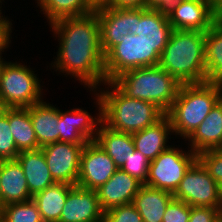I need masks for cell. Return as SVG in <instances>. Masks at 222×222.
I'll use <instances>...</instances> for the list:
<instances>
[{
    "label": "cell",
    "mask_w": 222,
    "mask_h": 222,
    "mask_svg": "<svg viewBox=\"0 0 222 222\" xmlns=\"http://www.w3.org/2000/svg\"><path fill=\"white\" fill-rule=\"evenodd\" d=\"M59 48L51 68L73 76L90 91L106 82L104 54L100 44L97 10L82 16L62 18L50 24ZM53 64V65H52Z\"/></svg>",
    "instance_id": "obj_1"
},
{
    "label": "cell",
    "mask_w": 222,
    "mask_h": 222,
    "mask_svg": "<svg viewBox=\"0 0 222 222\" xmlns=\"http://www.w3.org/2000/svg\"><path fill=\"white\" fill-rule=\"evenodd\" d=\"M206 32L173 30L160 55L158 66L180 84H199L206 81Z\"/></svg>",
    "instance_id": "obj_2"
},
{
    "label": "cell",
    "mask_w": 222,
    "mask_h": 222,
    "mask_svg": "<svg viewBox=\"0 0 222 222\" xmlns=\"http://www.w3.org/2000/svg\"><path fill=\"white\" fill-rule=\"evenodd\" d=\"M103 85H108V90L95 91L102 100V122L113 130L133 134L154 125L165 115L152 102L128 97L112 81Z\"/></svg>",
    "instance_id": "obj_3"
},
{
    "label": "cell",
    "mask_w": 222,
    "mask_h": 222,
    "mask_svg": "<svg viewBox=\"0 0 222 222\" xmlns=\"http://www.w3.org/2000/svg\"><path fill=\"white\" fill-rule=\"evenodd\" d=\"M222 98L221 83L181 84L177 97L165 113L173 134L187 139Z\"/></svg>",
    "instance_id": "obj_4"
},
{
    "label": "cell",
    "mask_w": 222,
    "mask_h": 222,
    "mask_svg": "<svg viewBox=\"0 0 222 222\" xmlns=\"http://www.w3.org/2000/svg\"><path fill=\"white\" fill-rule=\"evenodd\" d=\"M112 82L128 97L152 102L164 113L170 109L181 86L158 65L126 71Z\"/></svg>",
    "instance_id": "obj_5"
},
{
    "label": "cell",
    "mask_w": 222,
    "mask_h": 222,
    "mask_svg": "<svg viewBox=\"0 0 222 222\" xmlns=\"http://www.w3.org/2000/svg\"><path fill=\"white\" fill-rule=\"evenodd\" d=\"M33 69L6 62L0 79V103L4 108H28L43 100V88Z\"/></svg>",
    "instance_id": "obj_6"
},
{
    "label": "cell",
    "mask_w": 222,
    "mask_h": 222,
    "mask_svg": "<svg viewBox=\"0 0 222 222\" xmlns=\"http://www.w3.org/2000/svg\"><path fill=\"white\" fill-rule=\"evenodd\" d=\"M159 61L160 54L152 45L140 36L130 33L104 55L106 82L113 81L122 73L132 69L157 66Z\"/></svg>",
    "instance_id": "obj_7"
},
{
    "label": "cell",
    "mask_w": 222,
    "mask_h": 222,
    "mask_svg": "<svg viewBox=\"0 0 222 222\" xmlns=\"http://www.w3.org/2000/svg\"><path fill=\"white\" fill-rule=\"evenodd\" d=\"M197 160L191 149L183 151L171 145L150 162L145 185L174 193L185 172Z\"/></svg>",
    "instance_id": "obj_8"
},
{
    "label": "cell",
    "mask_w": 222,
    "mask_h": 222,
    "mask_svg": "<svg viewBox=\"0 0 222 222\" xmlns=\"http://www.w3.org/2000/svg\"><path fill=\"white\" fill-rule=\"evenodd\" d=\"M173 198L189 206L219 208L222 190L203 165L196 160L185 172Z\"/></svg>",
    "instance_id": "obj_9"
},
{
    "label": "cell",
    "mask_w": 222,
    "mask_h": 222,
    "mask_svg": "<svg viewBox=\"0 0 222 222\" xmlns=\"http://www.w3.org/2000/svg\"><path fill=\"white\" fill-rule=\"evenodd\" d=\"M95 92L94 102L98 107L97 116L92 115L81 108H73L63 112L59 109V142L74 144H86L94 141L100 123L102 122V100Z\"/></svg>",
    "instance_id": "obj_10"
},
{
    "label": "cell",
    "mask_w": 222,
    "mask_h": 222,
    "mask_svg": "<svg viewBox=\"0 0 222 222\" xmlns=\"http://www.w3.org/2000/svg\"><path fill=\"white\" fill-rule=\"evenodd\" d=\"M84 146L85 144L58 141L41 148L56 183L77 184Z\"/></svg>",
    "instance_id": "obj_11"
},
{
    "label": "cell",
    "mask_w": 222,
    "mask_h": 222,
    "mask_svg": "<svg viewBox=\"0 0 222 222\" xmlns=\"http://www.w3.org/2000/svg\"><path fill=\"white\" fill-rule=\"evenodd\" d=\"M119 168L114 160L95 141H88L81 153L78 186L97 190Z\"/></svg>",
    "instance_id": "obj_12"
},
{
    "label": "cell",
    "mask_w": 222,
    "mask_h": 222,
    "mask_svg": "<svg viewBox=\"0 0 222 222\" xmlns=\"http://www.w3.org/2000/svg\"><path fill=\"white\" fill-rule=\"evenodd\" d=\"M100 27V44L105 55L121 39L134 34L135 8L119 9L101 5L96 7Z\"/></svg>",
    "instance_id": "obj_13"
},
{
    "label": "cell",
    "mask_w": 222,
    "mask_h": 222,
    "mask_svg": "<svg viewBox=\"0 0 222 222\" xmlns=\"http://www.w3.org/2000/svg\"><path fill=\"white\" fill-rule=\"evenodd\" d=\"M168 20L173 30L208 31L220 16L209 2L179 0L167 11Z\"/></svg>",
    "instance_id": "obj_14"
},
{
    "label": "cell",
    "mask_w": 222,
    "mask_h": 222,
    "mask_svg": "<svg viewBox=\"0 0 222 222\" xmlns=\"http://www.w3.org/2000/svg\"><path fill=\"white\" fill-rule=\"evenodd\" d=\"M173 32L167 12L155 9L135 8L134 35L153 46L160 55Z\"/></svg>",
    "instance_id": "obj_15"
},
{
    "label": "cell",
    "mask_w": 222,
    "mask_h": 222,
    "mask_svg": "<svg viewBox=\"0 0 222 222\" xmlns=\"http://www.w3.org/2000/svg\"><path fill=\"white\" fill-rule=\"evenodd\" d=\"M102 219L96 190L74 185L68 192L58 222H102Z\"/></svg>",
    "instance_id": "obj_16"
},
{
    "label": "cell",
    "mask_w": 222,
    "mask_h": 222,
    "mask_svg": "<svg viewBox=\"0 0 222 222\" xmlns=\"http://www.w3.org/2000/svg\"><path fill=\"white\" fill-rule=\"evenodd\" d=\"M143 184L120 168L97 190L101 210L133 203L135 195Z\"/></svg>",
    "instance_id": "obj_17"
},
{
    "label": "cell",
    "mask_w": 222,
    "mask_h": 222,
    "mask_svg": "<svg viewBox=\"0 0 222 222\" xmlns=\"http://www.w3.org/2000/svg\"><path fill=\"white\" fill-rule=\"evenodd\" d=\"M27 180L20 163L15 160H0V202L8 205L31 200Z\"/></svg>",
    "instance_id": "obj_18"
},
{
    "label": "cell",
    "mask_w": 222,
    "mask_h": 222,
    "mask_svg": "<svg viewBox=\"0 0 222 222\" xmlns=\"http://www.w3.org/2000/svg\"><path fill=\"white\" fill-rule=\"evenodd\" d=\"M186 141L190 142V149L196 154L222 148V98Z\"/></svg>",
    "instance_id": "obj_19"
},
{
    "label": "cell",
    "mask_w": 222,
    "mask_h": 222,
    "mask_svg": "<svg viewBox=\"0 0 222 222\" xmlns=\"http://www.w3.org/2000/svg\"><path fill=\"white\" fill-rule=\"evenodd\" d=\"M173 134L169 118L164 115L154 125L132 134L135 149L139 150L149 161H153L161 152L167 150L168 139Z\"/></svg>",
    "instance_id": "obj_20"
},
{
    "label": "cell",
    "mask_w": 222,
    "mask_h": 222,
    "mask_svg": "<svg viewBox=\"0 0 222 222\" xmlns=\"http://www.w3.org/2000/svg\"><path fill=\"white\" fill-rule=\"evenodd\" d=\"M16 160L23 168L27 186L32 197L56 183L50 174L45 155L41 148L22 151L16 157Z\"/></svg>",
    "instance_id": "obj_21"
},
{
    "label": "cell",
    "mask_w": 222,
    "mask_h": 222,
    "mask_svg": "<svg viewBox=\"0 0 222 222\" xmlns=\"http://www.w3.org/2000/svg\"><path fill=\"white\" fill-rule=\"evenodd\" d=\"M29 113L40 148L59 141V108L42 100L29 107Z\"/></svg>",
    "instance_id": "obj_22"
},
{
    "label": "cell",
    "mask_w": 222,
    "mask_h": 222,
    "mask_svg": "<svg viewBox=\"0 0 222 222\" xmlns=\"http://www.w3.org/2000/svg\"><path fill=\"white\" fill-rule=\"evenodd\" d=\"M173 199L172 193L144 184L135 195L133 204L144 222H162L165 210Z\"/></svg>",
    "instance_id": "obj_23"
},
{
    "label": "cell",
    "mask_w": 222,
    "mask_h": 222,
    "mask_svg": "<svg viewBox=\"0 0 222 222\" xmlns=\"http://www.w3.org/2000/svg\"><path fill=\"white\" fill-rule=\"evenodd\" d=\"M114 160L118 168L135 150L132 134L113 130L100 123L94 140Z\"/></svg>",
    "instance_id": "obj_24"
},
{
    "label": "cell",
    "mask_w": 222,
    "mask_h": 222,
    "mask_svg": "<svg viewBox=\"0 0 222 222\" xmlns=\"http://www.w3.org/2000/svg\"><path fill=\"white\" fill-rule=\"evenodd\" d=\"M73 186L66 183H55L32 197L43 222L59 221L68 192Z\"/></svg>",
    "instance_id": "obj_25"
},
{
    "label": "cell",
    "mask_w": 222,
    "mask_h": 222,
    "mask_svg": "<svg viewBox=\"0 0 222 222\" xmlns=\"http://www.w3.org/2000/svg\"><path fill=\"white\" fill-rule=\"evenodd\" d=\"M206 81L222 82V16L206 31L205 38Z\"/></svg>",
    "instance_id": "obj_26"
},
{
    "label": "cell",
    "mask_w": 222,
    "mask_h": 222,
    "mask_svg": "<svg viewBox=\"0 0 222 222\" xmlns=\"http://www.w3.org/2000/svg\"><path fill=\"white\" fill-rule=\"evenodd\" d=\"M11 133L19 152L39 149L28 108H7Z\"/></svg>",
    "instance_id": "obj_27"
},
{
    "label": "cell",
    "mask_w": 222,
    "mask_h": 222,
    "mask_svg": "<svg viewBox=\"0 0 222 222\" xmlns=\"http://www.w3.org/2000/svg\"><path fill=\"white\" fill-rule=\"evenodd\" d=\"M50 24L62 18L82 16L96 10L90 0H37Z\"/></svg>",
    "instance_id": "obj_28"
},
{
    "label": "cell",
    "mask_w": 222,
    "mask_h": 222,
    "mask_svg": "<svg viewBox=\"0 0 222 222\" xmlns=\"http://www.w3.org/2000/svg\"><path fill=\"white\" fill-rule=\"evenodd\" d=\"M2 218L5 222H43L38 207L32 199L4 205Z\"/></svg>",
    "instance_id": "obj_29"
},
{
    "label": "cell",
    "mask_w": 222,
    "mask_h": 222,
    "mask_svg": "<svg viewBox=\"0 0 222 222\" xmlns=\"http://www.w3.org/2000/svg\"><path fill=\"white\" fill-rule=\"evenodd\" d=\"M11 132L7 108H4L0 114V160H15L20 153Z\"/></svg>",
    "instance_id": "obj_30"
},
{
    "label": "cell",
    "mask_w": 222,
    "mask_h": 222,
    "mask_svg": "<svg viewBox=\"0 0 222 222\" xmlns=\"http://www.w3.org/2000/svg\"><path fill=\"white\" fill-rule=\"evenodd\" d=\"M150 161L139 150H134L121 166V170L127 172L143 185L146 184L149 174Z\"/></svg>",
    "instance_id": "obj_31"
},
{
    "label": "cell",
    "mask_w": 222,
    "mask_h": 222,
    "mask_svg": "<svg viewBox=\"0 0 222 222\" xmlns=\"http://www.w3.org/2000/svg\"><path fill=\"white\" fill-rule=\"evenodd\" d=\"M197 160L219 184L222 190V148L199 152L197 154Z\"/></svg>",
    "instance_id": "obj_32"
},
{
    "label": "cell",
    "mask_w": 222,
    "mask_h": 222,
    "mask_svg": "<svg viewBox=\"0 0 222 222\" xmlns=\"http://www.w3.org/2000/svg\"><path fill=\"white\" fill-rule=\"evenodd\" d=\"M102 222H144L133 203L119 205L103 212Z\"/></svg>",
    "instance_id": "obj_33"
},
{
    "label": "cell",
    "mask_w": 222,
    "mask_h": 222,
    "mask_svg": "<svg viewBox=\"0 0 222 222\" xmlns=\"http://www.w3.org/2000/svg\"><path fill=\"white\" fill-rule=\"evenodd\" d=\"M190 206L180 200L173 199L167 206L162 222H188Z\"/></svg>",
    "instance_id": "obj_34"
},
{
    "label": "cell",
    "mask_w": 222,
    "mask_h": 222,
    "mask_svg": "<svg viewBox=\"0 0 222 222\" xmlns=\"http://www.w3.org/2000/svg\"><path fill=\"white\" fill-rule=\"evenodd\" d=\"M188 222H219V208L190 206Z\"/></svg>",
    "instance_id": "obj_35"
},
{
    "label": "cell",
    "mask_w": 222,
    "mask_h": 222,
    "mask_svg": "<svg viewBox=\"0 0 222 222\" xmlns=\"http://www.w3.org/2000/svg\"><path fill=\"white\" fill-rule=\"evenodd\" d=\"M10 19L0 15V54L4 52V49H8L10 45V38L12 33V23Z\"/></svg>",
    "instance_id": "obj_36"
},
{
    "label": "cell",
    "mask_w": 222,
    "mask_h": 222,
    "mask_svg": "<svg viewBox=\"0 0 222 222\" xmlns=\"http://www.w3.org/2000/svg\"><path fill=\"white\" fill-rule=\"evenodd\" d=\"M105 6L119 9L144 8L146 0H109Z\"/></svg>",
    "instance_id": "obj_37"
},
{
    "label": "cell",
    "mask_w": 222,
    "mask_h": 222,
    "mask_svg": "<svg viewBox=\"0 0 222 222\" xmlns=\"http://www.w3.org/2000/svg\"><path fill=\"white\" fill-rule=\"evenodd\" d=\"M179 0H146L147 9H155L167 12L178 3Z\"/></svg>",
    "instance_id": "obj_38"
},
{
    "label": "cell",
    "mask_w": 222,
    "mask_h": 222,
    "mask_svg": "<svg viewBox=\"0 0 222 222\" xmlns=\"http://www.w3.org/2000/svg\"><path fill=\"white\" fill-rule=\"evenodd\" d=\"M211 7L222 16V0H208Z\"/></svg>",
    "instance_id": "obj_39"
},
{
    "label": "cell",
    "mask_w": 222,
    "mask_h": 222,
    "mask_svg": "<svg viewBox=\"0 0 222 222\" xmlns=\"http://www.w3.org/2000/svg\"><path fill=\"white\" fill-rule=\"evenodd\" d=\"M91 3L95 6H101V5H105L109 0H90Z\"/></svg>",
    "instance_id": "obj_40"
},
{
    "label": "cell",
    "mask_w": 222,
    "mask_h": 222,
    "mask_svg": "<svg viewBox=\"0 0 222 222\" xmlns=\"http://www.w3.org/2000/svg\"><path fill=\"white\" fill-rule=\"evenodd\" d=\"M5 59L2 58V54H0V79H1V73L2 70L4 68V65L6 64V61H4Z\"/></svg>",
    "instance_id": "obj_41"
},
{
    "label": "cell",
    "mask_w": 222,
    "mask_h": 222,
    "mask_svg": "<svg viewBox=\"0 0 222 222\" xmlns=\"http://www.w3.org/2000/svg\"><path fill=\"white\" fill-rule=\"evenodd\" d=\"M219 222H222V202L221 205L219 206Z\"/></svg>",
    "instance_id": "obj_42"
},
{
    "label": "cell",
    "mask_w": 222,
    "mask_h": 222,
    "mask_svg": "<svg viewBox=\"0 0 222 222\" xmlns=\"http://www.w3.org/2000/svg\"><path fill=\"white\" fill-rule=\"evenodd\" d=\"M2 213H3V205L0 202V219L2 218Z\"/></svg>",
    "instance_id": "obj_43"
},
{
    "label": "cell",
    "mask_w": 222,
    "mask_h": 222,
    "mask_svg": "<svg viewBox=\"0 0 222 222\" xmlns=\"http://www.w3.org/2000/svg\"><path fill=\"white\" fill-rule=\"evenodd\" d=\"M190 1H197V2H208V0H190Z\"/></svg>",
    "instance_id": "obj_44"
},
{
    "label": "cell",
    "mask_w": 222,
    "mask_h": 222,
    "mask_svg": "<svg viewBox=\"0 0 222 222\" xmlns=\"http://www.w3.org/2000/svg\"><path fill=\"white\" fill-rule=\"evenodd\" d=\"M3 109H4V106L0 103V114L3 111Z\"/></svg>",
    "instance_id": "obj_45"
},
{
    "label": "cell",
    "mask_w": 222,
    "mask_h": 222,
    "mask_svg": "<svg viewBox=\"0 0 222 222\" xmlns=\"http://www.w3.org/2000/svg\"><path fill=\"white\" fill-rule=\"evenodd\" d=\"M0 222H5V220L3 218L0 219Z\"/></svg>",
    "instance_id": "obj_46"
}]
</instances>
